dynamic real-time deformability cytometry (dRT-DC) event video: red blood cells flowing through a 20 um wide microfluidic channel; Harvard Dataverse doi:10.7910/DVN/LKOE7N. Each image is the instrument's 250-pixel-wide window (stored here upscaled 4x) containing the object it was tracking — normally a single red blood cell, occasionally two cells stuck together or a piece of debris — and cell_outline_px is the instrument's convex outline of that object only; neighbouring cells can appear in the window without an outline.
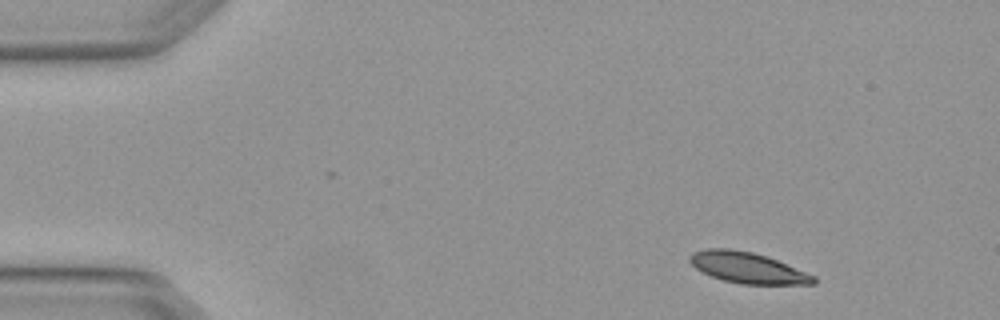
{"species": "Egyptian fruit bat (a non-hibernating species)", "species_latin": "Rousettus aegyptiacus", "temperature_condition": "warm", "stored_images_in_passage": 4, "camera_frame_rate_fps": 3000, "um_per_image_px": 0.085, "animal": {"sex": "female"}, "frame": {"image": 1, "passage_image": 1, "time_ms": 0.0, "image_size_px": [1000, 320], "cell_outline_px": [[816, 284], [740, 284], [724, 280], [712, 276], [696, 268], [688, 260], [688, 256], [692, 252], [708, 248], [728, 248], [752, 252], [776, 260], [816, 276]], "centroid_in_image_um": [63.53, 22.75], "position_along_channel_um": 21.5, "area_um2": 22.08}}